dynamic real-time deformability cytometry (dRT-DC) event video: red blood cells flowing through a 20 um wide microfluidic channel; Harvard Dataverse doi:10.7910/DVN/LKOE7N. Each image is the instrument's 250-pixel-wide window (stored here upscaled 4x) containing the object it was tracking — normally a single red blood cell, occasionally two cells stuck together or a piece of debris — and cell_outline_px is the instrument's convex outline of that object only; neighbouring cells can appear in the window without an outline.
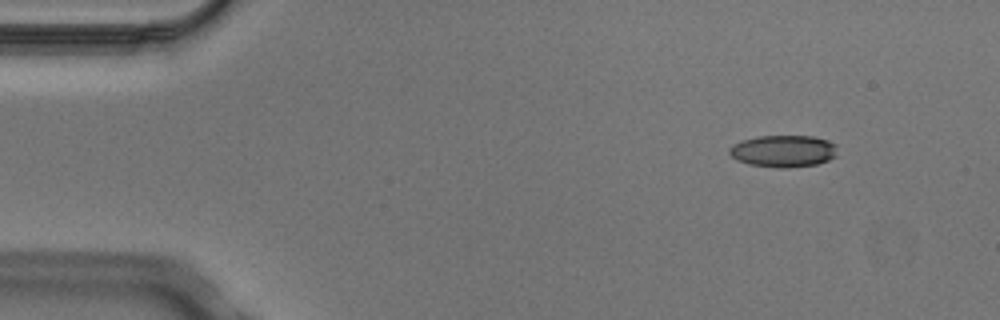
{"species": "Egyptian fruit bat (a non-hibernating species)", "species_latin": "Rousettus aegyptiacus", "temperature_condition": "cold", "stored_images_in_passage": 6, "segment_of_instrument_passage": [2, 2], "camera_frame_rate_fps": 3000, "um_per_image_px": 0.085, "animal": {"sex": "male"}, "frame": {"image": 1, "passage_image": 6, "time_ms": 1.667, "image_size_px": [1000, 320], "cell_outline_px": [[836, 156], [828, 160], [816, 164], [788, 168], [780, 168], [748, 164], [736, 160], [728, 152], [728, 148], [732, 144], [740, 140], [756, 136], [812, 136], [828, 140], [836, 144]], "centroid_in_image_um": [66.55, 12.84], "position_along_channel_um": 18.4, "area_um2": 20.35}}